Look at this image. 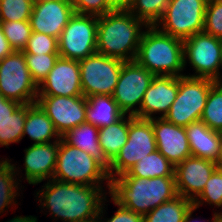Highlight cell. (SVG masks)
I'll return each mask as SVG.
<instances>
[{
  "instance_id": "7402d4cb",
  "label": "cell",
  "mask_w": 222,
  "mask_h": 222,
  "mask_svg": "<svg viewBox=\"0 0 222 222\" xmlns=\"http://www.w3.org/2000/svg\"><path fill=\"white\" fill-rule=\"evenodd\" d=\"M99 129L88 122L67 131L61 138L69 145L87 152L97 161L107 172L111 162L107 159L100 146L98 138Z\"/></svg>"
},
{
  "instance_id": "3957f363",
  "label": "cell",
  "mask_w": 222,
  "mask_h": 222,
  "mask_svg": "<svg viewBox=\"0 0 222 222\" xmlns=\"http://www.w3.org/2000/svg\"><path fill=\"white\" fill-rule=\"evenodd\" d=\"M148 27L129 11L98 16L97 53L124 62L136 59L143 28Z\"/></svg>"
},
{
  "instance_id": "cb8c5ba5",
  "label": "cell",
  "mask_w": 222,
  "mask_h": 222,
  "mask_svg": "<svg viewBox=\"0 0 222 222\" xmlns=\"http://www.w3.org/2000/svg\"><path fill=\"white\" fill-rule=\"evenodd\" d=\"M29 135L33 144L52 142V138L61 139L52 120L37 104H27V116L23 128V137ZM51 139V140H50Z\"/></svg>"
},
{
  "instance_id": "f35d334b",
  "label": "cell",
  "mask_w": 222,
  "mask_h": 222,
  "mask_svg": "<svg viewBox=\"0 0 222 222\" xmlns=\"http://www.w3.org/2000/svg\"><path fill=\"white\" fill-rule=\"evenodd\" d=\"M107 198H105L103 204H102V207L100 209V218H101V222H144L143 220V216L140 215V214H137L133 211H131L130 209H127L125 208L124 206H120V205H117L118 206V209L117 211L115 212V214L111 217V218H107L105 219L103 216L105 214V201H106ZM105 221H103V219Z\"/></svg>"
},
{
  "instance_id": "4316f807",
  "label": "cell",
  "mask_w": 222,
  "mask_h": 222,
  "mask_svg": "<svg viewBox=\"0 0 222 222\" xmlns=\"http://www.w3.org/2000/svg\"><path fill=\"white\" fill-rule=\"evenodd\" d=\"M11 161L12 160H8V158L2 161L0 160V215L8 210L6 208L17 204V200L15 201V199L19 194L18 191L21 190L19 189L20 187H18L21 184V180L18 179L19 173H17L20 168H16V164H12Z\"/></svg>"
},
{
  "instance_id": "60d3db41",
  "label": "cell",
  "mask_w": 222,
  "mask_h": 222,
  "mask_svg": "<svg viewBox=\"0 0 222 222\" xmlns=\"http://www.w3.org/2000/svg\"><path fill=\"white\" fill-rule=\"evenodd\" d=\"M135 0H107L112 11H129Z\"/></svg>"
},
{
  "instance_id": "836d02e7",
  "label": "cell",
  "mask_w": 222,
  "mask_h": 222,
  "mask_svg": "<svg viewBox=\"0 0 222 222\" xmlns=\"http://www.w3.org/2000/svg\"><path fill=\"white\" fill-rule=\"evenodd\" d=\"M33 0H0V22L29 21Z\"/></svg>"
},
{
  "instance_id": "ab89813d",
  "label": "cell",
  "mask_w": 222,
  "mask_h": 222,
  "mask_svg": "<svg viewBox=\"0 0 222 222\" xmlns=\"http://www.w3.org/2000/svg\"><path fill=\"white\" fill-rule=\"evenodd\" d=\"M20 105L19 102L4 98L0 94V120L11 115Z\"/></svg>"
},
{
  "instance_id": "7bdbcfd3",
  "label": "cell",
  "mask_w": 222,
  "mask_h": 222,
  "mask_svg": "<svg viewBox=\"0 0 222 222\" xmlns=\"http://www.w3.org/2000/svg\"><path fill=\"white\" fill-rule=\"evenodd\" d=\"M197 209V207L195 206V205H192L189 209H188V211H187V213H186V215H185V217H184V219H183V222H196V220H194V218H192V213L195 211Z\"/></svg>"
},
{
  "instance_id": "f907efd6",
  "label": "cell",
  "mask_w": 222,
  "mask_h": 222,
  "mask_svg": "<svg viewBox=\"0 0 222 222\" xmlns=\"http://www.w3.org/2000/svg\"><path fill=\"white\" fill-rule=\"evenodd\" d=\"M221 57H222V39H221Z\"/></svg>"
},
{
  "instance_id": "44dd1931",
  "label": "cell",
  "mask_w": 222,
  "mask_h": 222,
  "mask_svg": "<svg viewBox=\"0 0 222 222\" xmlns=\"http://www.w3.org/2000/svg\"><path fill=\"white\" fill-rule=\"evenodd\" d=\"M185 130L192 156L219 165L221 153L220 132L210 129L202 120L188 124Z\"/></svg>"
},
{
  "instance_id": "5bb4252c",
  "label": "cell",
  "mask_w": 222,
  "mask_h": 222,
  "mask_svg": "<svg viewBox=\"0 0 222 222\" xmlns=\"http://www.w3.org/2000/svg\"><path fill=\"white\" fill-rule=\"evenodd\" d=\"M36 103L52 120L60 136L86 122L87 100L83 95L69 97L38 95Z\"/></svg>"
},
{
  "instance_id": "7dc6e473",
  "label": "cell",
  "mask_w": 222,
  "mask_h": 222,
  "mask_svg": "<svg viewBox=\"0 0 222 222\" xmlns=\"http://www.w3.org/2000/svg\"><path fill=\"white\" fill-rule=\"evenodd\" d=\"M48 1H56V0H33V3H43Z\"/></svg>"
},
{
  "instance_id": "bcb514c9",
  "label": "cell",
  "mask_w": 222,
  "mask_h": 222,
  "mask_svg": "<svg viewBox=\"0 0 222 222\" xmlns=\"http://www.w3.org/2000/svg\"><path fill=\"white\" fill-rule=\"evenodd\" d=\"M212 222H218L219 221V214L218 212H214Z\"/></svg>"
},
{
  "instance_id": "d6a6232c",
  "label": "cell",
  "mask_w": 222,
  "mask_h": 222,
  "mask_svg": "<svg viewBox=\"0 0 222 222\" xmlns=\"http://www.w3.org/2000/svg\"><path fill=\"white\" fill-rule=\"evenodd\" d=\"M24 56L29 72L36 85L39 86L54 67L59 53L24 54Z\"/></svg>"
},
{
  "instance_id": "4fadbf2b",
  "label": "cell",
  "mask_w": 222,
  "mask_h": 222,
  "mask_svg": "<svg viewBox=\"0 0 222 222\" xmlns=\"http://www.w3.org/2000/svg\"><path fill=\"white\" fill-rule=\"evenodd\" d=\"M154 75L136 60L123 63L112 97L126 115L135 116ZM136 105H139L136 108ZM135 107V108H134Z\"/></svg>"
},
{
  "instance_id": "9c48e42d",
  "label": "cell",
  "mask_w": 222,
  "mask_h": 222,
  "mask_svg": "<svg viewBox=\"0 0 222 222\" xmlns=\"http://www.w3.org/2000/svg\"><path fill=\"white\" fill-rule=\"evenodd\" d=\"M157 150L152 119H140L129 115V131L126 144L111 162L108 176L118 177L133 165Z\"/></svg>"
},
{
  "instance_id": "e575fe53",
  "label": "cell",
  "mask_w": 222,
  "mask_h": 222,
  "mask_svg": "<svg viewBox=\"0 0 222 222\" xmlns=\"http://www.w3.org/2000/svg\"><path fill=\"white\" fill-rule=\"evenodd\" d=\"M205 203L222 207V167H218L206 182L201 194L193 201V205L199 208Z\"/></svg>"
},
{
  "instance_id": "277c9868",
  "label": "cell",
  "mask_w": 222,
  "mask_h": 222,
  "mask_svg": "<svg viewBox=\"0 0 222 222\" xmlns=\"http://www.w3.org/2000/svg\"><path fill=\"white\" fill-rule=\"evenodd\" d=\"M154 76H184L183 40L161 32L156 26L144 30L135 59Z\"/></svg>"
},
{
  "instance_id": "f6af8a7d",
  "label": "cell",
  "mask_w": 222,
  "mask_h": 222,
  "mask_svg": "<svg viewBox=\"0 0 222 222\" xmlns=\"http://www.w3.org/2000/svg\"><path fill=\"white\" fill-rule=\"evenodd\" d=\"M83 222H101V218L100 216H97L93 219L87 220V221H83Z\"/></svg>"
},
{
  "instance_id": "4dcf8cb0",
  "label": "cell",
  "mask_w": 222,
  "mask_h": 222,
  "mask_svg": "<svg viewBox=\"0 0 222 222\" xmlns=\"http://www.w3.org/2000/svg\"><path fill=\"white\" fill-rule=\"evenodd\" d=\"M170 0H135L129 10L147 26H155L163 17Z\"/></svg>"
},
{
  "instance_id": "8fae6325",
  "label": "cell",
  "mask_w": 222,
  "mask_h": 222,
  "mask_svg": "<svg viewBox=\"0 0 222 222\" xmlns=\"http://www.w3.org/2000/svg\"><path fill=\"white\" fill-rule=\"evenodd\" d=\"M98 16L74 13L58 38L59 56L81 60L97 53Z\"/></svg>"
},
{
  "instance_id": "ba28073f",
  "label": "cell",
  "mask_w": 222,
  "mask_h": 222,
  "mask_svg": "<svg viewBox=\"0 0 222 222\" xmlns=\"http://www.w3.org/2000/svg\"><path fill=\"white\" fill-rule=\"evenodd\" d=\"M0 94L20 104L36 103L38 86L22 51H13L0 61Z\"/></svg>"
},
{
  "instance_id": "681fc988",
  "label": "cell",
  "mask_w": 222,
  "mask_h": 222,
  "mask_svg": "<svg viewBox=\"0 0 222 222\" xmlns=\"http://www.w3.org/2000/svg\"><path fill=\"white\" fill-rule=\"evenodd\" d=\"M206 3H210V2H214V1H217V0H204Z\"/></svg>"
},
{
  "instance_id": "ffe728a7",
  "label": "cell",
  "mask_w": 222,
  "mask_h": 222,
  "mask_svg": "<svg viewBox=\"0 0 222 222\" xmlns=\"http://www.w3.org/2000/svg\"><path fill=\"white\" fill-rule=\"evenodd\" d=\"M60 139L43 144H32L25 148L23 157L25 179L31 185L40 184L44 180L53 179L57 163Z\"/></svg>"
},
{
  "instance_id": "d6986e66",
  "label": "cell",
  "mask_w": 222,
  "mask_h": 222,
  "mask_svg": "<svg viewBox=\"0 0 222 222\" xmlns=\"http://www.w3.org/2000/svg\"><path fill=\"white\" fill-rule=\"evenodd\" d=\"M178 94V77L154 76L146 90L139 112L134 116L140 119H153L161 113L164 118Z\"/></svg>"
},
{
  "instance_id": "ee69618b",
  "label": "cell",
  "mask_w": 222,
  "mask_h": 222,
  "mask_svg": "<svg viewBox=\"0 0 222 222\" xmlns=\"http://www.w3.org/2000/svg\"><path fill=\"white\" fill-rule=\"evenodd\" d=\"M220 140H221V153H220L219 167H222V132L220 133Z\"/></svg>"
},
{
  "instance_id": "52a82bcc",
  "label": "cell",
  "mask_w": 222,
  "mask_h": 222,
  "mask_svg": "<svg viewBox=\"0 0 222 222\" xmlns=\"http://www.w3.org/2000/svg\"><path fill=\"white\" fill-rule=\"evenodd\" d=\"M184 68L187 61L195 70V74L189 77L210 78L222 81L220 68L222 69L221 39L204 31L193 34L183 40Z\"/></svg>"
},
{
  "instance_id": "e0dca14e",
  "label": "cell",
  "mask_w": 222,
  "mask_h": 222,
  "mask_svg": "<svg viewBox=\"0 0 222 222\" xmlns=\"http://www.w3.org/2000/svg\"><path fill=\"white\" fill-rule=\"evenodd\" d=\"M74 13L70 0L33 3L29 18L32 32L47 34L58 39Z\"/></svg>"
},
{
  "instance_id": "ac0fdd59",
  "label": "cell",
  "mask_w": 222,
  "mask_h": 222,
  "mask_svg": "<svg viewBox=\"0 0 222 222\" xmlns=\"http://www.w3.org/2000/svg\"><path fill=\"white\" fill-rule=\"evenodd\" d=\"M157 117L152 119L157 150L176 166L185 158L192 156L186 130L165 118Z\"/></svg>"
},
{
  "instance_id": "9a60e30c",
  "label": "cell",
  "mask_w": 222,
  "mask_h": 222,
  "mask_svg": "<svg viewBox=\"0 0 222 222\" xmlns=\"http://www.w3.org/2000/svg\"><path fill=\"white\" fill-rule=\"evenodd\" d=\"M219 167L215 162L189 156L175 166L176 190L192 202L201 194L212 173Z\"/></svg>"
},
{
  "instance_id": "30bf717a",
  "label": "cell",
  "mask_w": 222,
  "mask_h": 222,
  "mask_svg": "<svg viewBox=\"0 0 222 222\" xmlns=\"http://www.w3.org/2000/svg\"><path fill=\"white\" fill-rule=\"evenodd\" d=\"M206 4L204 0H170L155 26L172 37L190 38L204 30Z\"/></svg>"
},
{
  "instance_id": "8992f818",
  "label": "cell",
  "mask_w": 222,
  "mask_h": 222,
  "mask_svg": "<svg viewBox=\"0 0 222 222\" xmlns=\"http://www.w3.org/2000/svg\"><path fill=\"white\" fill-rule=\"evenodd\" d=\"M217 81L210 78L178 77V94L165 119L174 125L186 127L200 120L210 88Z\"/></svg>"
},
{
  "instance_id": "b9f144b4",
  "label": "cell",
  "mask_w": 222,
  "mask_h": 222,
  "mask_svg": "<svg viewBox=\"0 0 222 222\" xmlns=\"http://www.w3.org/2000/svg\"><path fill=\"white\" fill-rule=\"evenodd\" d=\"M13 51L14 50L10 47L9 42L4 36L0 26V61L7 55L11 54Z\"/></svg>"
},
{
  "instance_id": "603a6c76",
  "label": "cell",
  "mask_w": 222,
  "mask_h": 222,
  "mask_svg": "<svg viewBox=\"0 0 222 222\" xmlns=\"http://www.w3.org/2000/svg\"><path fill=\"white\" fill-rule=\"evenodd\" d=\"M86 100V122L98 129L116 123L125 115L112 96L93 95L86 97Z\"/></svg>"
},
{
  "instance_id": "1f68e13d",
  "label": "cell",
  "mask_w": 222,
  "mask_h": 222,
  "mask_svg": "<svg viewBox=\"0 0 222 222\" xmlns=\"http://www.w3.org/2000/svg\"><path fill=\"white\" fill-rule=\"evenodd\" d=\"M4 36L14 51H23L31 36L32 28L29 21L0 22Z\"/></svg>"
},
{
  "instance_id": "2e32d148",
  "label": "cell",
  "mask_w": 222,
  "mask_h": 222,
  "mask_svg": "<svg viewBox=\"0 0 222 222\" xmlns=\"http://www.w3.org/2000/svg\"><path fill=\"white\" fill-rule=\"evenodd\" d=\"M38 95L82 96L79 61L59 56L46 79L38 86Z\"/></svg>"
},
{
  "instance_id": "d4e9b609",
  "label": "cell",
  "mask_w": 222,
  "mask_h": 222,
  "mask_svg": "<svg viewBox=\"0 0 222 222\" xmlns=\"http://www.w3.org/2000/svg\"><path fill=\"white\" fill-rule=\"evenodd\" d=\"M175 166L167 160L158 150L146 155L125 173L118 177H175Z\"/></svg>"
},
{
  "instance_id": "6da1fadb",
  "label": "cell",
  "mask_w": 222,
  "mask_h": 222,
  "mask_svg": "<svg viewBox=\"0 0 222 222\" xmlns=\"http://www.w3.org/2000/svg\"><path fill=\"white\" fill-rule=\"evenodd\" d=\"M104 186H88L64 183L49 179L36 192L41 208H47L54 220L62 222H83L100 214V209L106 198ZM43 201V202H42Z\"/></svg>"
},
{
  "instance_id": "7c38bea8",
  "label": "cell",
  "mask_w": 222,
  "mask_h": 222,
  "mask_svg": "<svg viewBox=\"0 0 222 222\" xmlns=\"http://www.w3.org/2000/svg\"><path fill=\"white\" fill-rule=\"evenodd\" d=\"M123 63L120 59L98 53L79 60L83 96H112Z\"/></svg>"
},
{
  "instance_id": "484cf974",
  "label": "cell",
  "mask_w": 222,
  "mask_h": 222,
  "mask_svg": "<svg viewBox=\"0 0 222 222\" xmlns=\"http://www.w3.org/2000/svg\"><path fill=\"white\" fill-rule=\"evenodd\" d=\"M128 116V117H126ZM129 115L116 123L99 129L98 138L107 159L112 162L128 140Z\"/></svg>"
},
{
  "instance_id": "7a4b0ae2",
  "label": "cell",
  "mask_w": 222,
  "mask_h": 222,
  "mask_svg": "<svg viewBox=\"0 0 222 222\" xmlns=\"http://www.w3.org/2000/svg\"><path fill=\"white\" fill-rule=\"evenodd\" d=\"M108 189L115 205L142 216L178 196L175 177H114L110 178Z\"/></svg>"
},
{
  "instance_id": "8d00e7d4",
  "label": "cell",
  "mask_w": 222,
  "mask_h": 222,
  "mask_svg": "<svg viewBox=\"0 0 222 222\" xmlns=\"http://www.w3.org/2000/svg\"><path fill=\"white\" fill-rule=\"evenodd\" d=\"M203 31L222 39V2L217 0L206 4Z\"/></svg>"
},
{
  "instance_id": "c3c4849f",
  "label": "cell",
  "mask_w": 222,
  "mask_h": 222,
  "mask_svg": "<svg viewBox=\"0 0 222 222\" xmlns=\"http://www.w3.org/2000/svg\"><path fill=\"white\" fill-rule=\"evenodd\" d=\"M219 214V221L222 222V211L218 213Z\"/></svg>"
},
{
  "instance_id": "83f0119b",
  "label": "cell",
  "mask_w": 222,
  "mask_h": 222,
  "mask_svg": "<svg viewBox=\"0 0 222 222\" xmlns=\"http://www.w3.org/2000/svg\"><path fill=\"white\" fill-rule=\"evenodd\" d=\"M193 202L183 196L162 203L143 216L144 222H183L188 209Z\"/></svg>"
},
{
  "instance_id": "74e56055",
  "label": "cell",
  "mask_w": 222,
  "mask_h": 222,
  "mask_svg": "<svg viewBox=\"0 0 222 222\" xmlns=\"http://www.w3.org/2000/svg\"><path fill=\"white\" fill-rule=\"evenodd\" d=\"M75 13L102 16L111 12L107 0H70Z\"/></svg>"
},
{
  "instance_id": "d590c367",
  "label": "cell",
  "mask_w": 222,
  "mask_h": 222,
  "mask_svg": "<svg viewBox=\"0 0 222 222\" xmlns=\"http://www.w3.org/2000/svg\"><path fill=\"white\" fill-rule=\"evenodd\" d=\"M24 54H49L59 53L58 39L47 34L32 32Z\"/></svg>"
},
{
  "instance_id": "5b68a950",
  "label": "cell",
  "mask_w": 222,
  "mask_h": 222,
  "mask_svg": "<svg viewBox=\"0 0 222 222\" xmlns=\"http://www.w3.org/2000/svg\"><path fill=\"white\" fill-rule=\"evenodd\" d=\"M53 179L88 186H102L106 181L107 188L110 180L108 172L91 155L67 144L62 138Z\"/></svg>"
},
{
  "instance_id": "f546056e",
  "label": "cell",
  "mask_w": 222,
  "mask_h": 222,
  "mask_svg": "<svg viewBox=\"0 0 222 222\" xmlns=\"http://www.w3.org/2000/svg\"><path fill=\"white\" fill-rule=\"evenodd\" d=\"M200 120L210 129L222 132V81H217L210 88Z\"/></svg>"
},
{
  "instance_id": "f1b7e54d",
  "label": "cell",
  "mask_w": 222,
  "mask_h": 222,
  "mask_svg": "<svg viewBox=\"0 0 222 222\" xmlns=\"http://www.w3.org/2000/svg\"><path fill=\"white\" fill-rule=\"evenodd\" d=\"M27 116V104H21L11 115L0 120V146L19 143L23 139V128Z\"/></svg>"
}]
</instances>
